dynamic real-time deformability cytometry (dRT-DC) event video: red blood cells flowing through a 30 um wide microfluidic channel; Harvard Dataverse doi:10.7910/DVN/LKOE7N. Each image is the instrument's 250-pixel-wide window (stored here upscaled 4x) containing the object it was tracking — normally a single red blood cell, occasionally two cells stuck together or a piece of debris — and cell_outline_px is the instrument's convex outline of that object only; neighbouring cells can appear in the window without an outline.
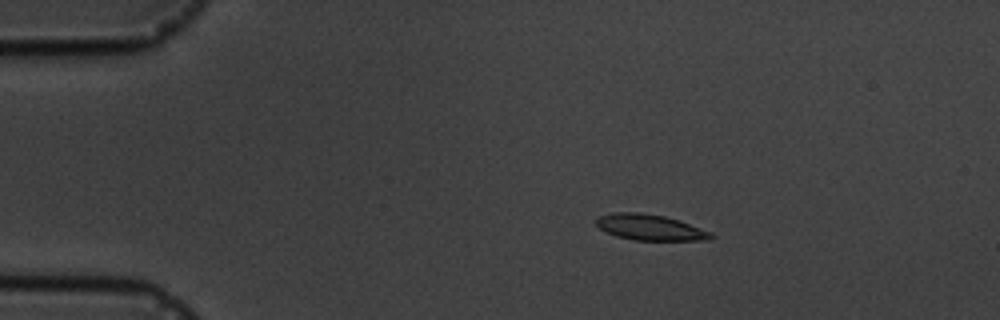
{"species": "common noctule bat (a hibernating species)", "species_latin": "Nyctalus noctula", "temperature_condition": "cold", "stored_images_in_passage": 4, "camera_frame_rate_fps": 3000, "um_per_image_px": 0.085, "animal": {"sex": "male", "body_mass_g": 19.5, "forearm_length_mm": 54.6}, "frame": {"image": 1, "passage_image": 1, "time_ms": 0.0, "image_size_px": [1000, 320], "cell_outline_px": [[716, 236], [712, 240], [632, 240], [616, 236], [600, 228], [596, 224], [596, 220], [600, 216], [612, 212], [640, 212], [664, 216], [680, 220], [712, 232]], "centroid_in_image_um": [55.31, 19.33], "position_along_channel_um": 29.7, "area_um2": 17.4}}
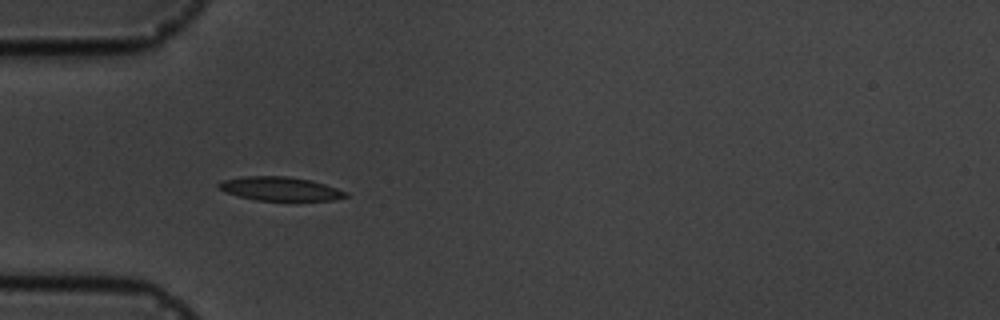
{"frame": {"image": 2, "passage_image": 3, "time_ms": 2.333, "image_size_px": [1000, 320], "cell_outline_px": [[348, 196], [332, 200], [292, 204], [256, 200], [224, 192], [216, 184], [224, 180], [244, 176], [288, 176], [312, 180], [348, 192]], "centroid_in_image_um": [23.88, 16.1], "position_along_channel_um": 61.1, "area_um2": 18.55}}
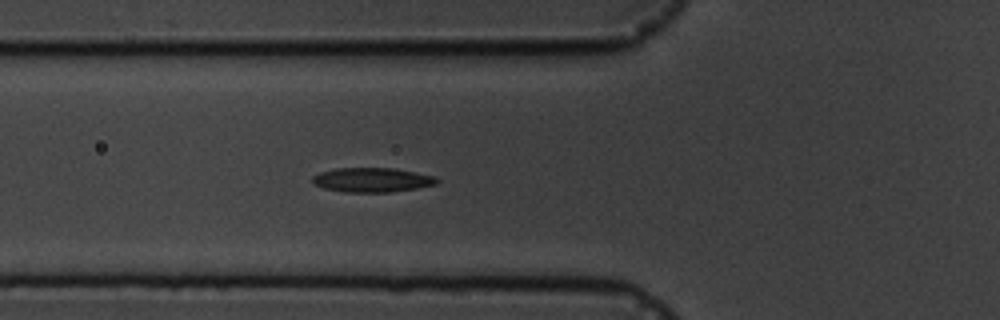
{"frame": {"image": 3, "passage_image": 4, "time_ms": 3.333, "image_size_px": [1000, 320], "cell_outline_px": [[440, 180], [436, 184], [416, 188], [392, 192], [344, 192], [324, 188], [312, 184], [312, 176], [320, 172], [336, 168], [392, 168], [416, 172], [436, 176]], "centroid_in_image_um": [31.62, 15.29], "position_along_channel_um": 94.2, "area_um2": 17.8}}